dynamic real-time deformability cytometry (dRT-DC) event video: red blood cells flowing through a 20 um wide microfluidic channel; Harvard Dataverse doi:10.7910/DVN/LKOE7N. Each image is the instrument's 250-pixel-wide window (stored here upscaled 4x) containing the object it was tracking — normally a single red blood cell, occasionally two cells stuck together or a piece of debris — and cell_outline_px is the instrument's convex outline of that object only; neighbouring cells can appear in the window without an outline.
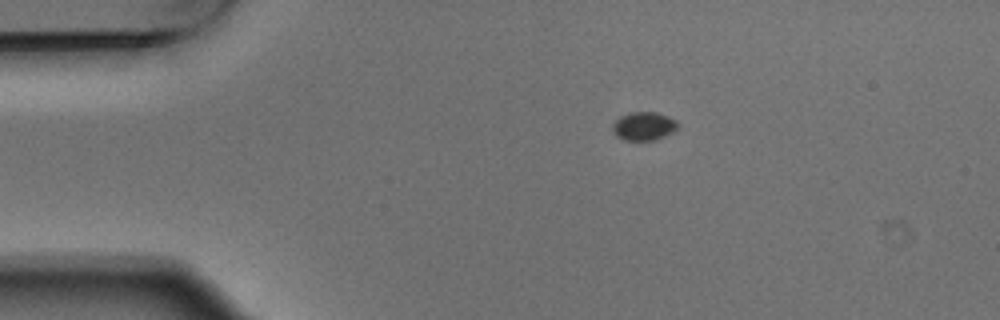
{"species": "Egyptian fruit bat (a non-hibernating species)", "species_latin": "Rousettus aegyptiacus", "temperature_condition": "warm", "stored_images_in_passage": 5, "camera_frame_rate_fps": 3000, "um_per_image_px": 0.085, "animal": {"sex": "male"}, "frame": {"image": 1, "passage_image": 1, "time_ms": 0.0, "image_size_px": [1000, 320], "cell_outline_px": [[680, 124], [672, 132], [656, 140], [624, 140], [616, 136], [612, 128], [612, 124], [620, 116], [632, 112], [656, 112], [668, 116], [676, 120]], "centroid_in_image_um": [54.72, 10.72], "position_along_channel_um": 30.3, "area_um2": 10.81}}
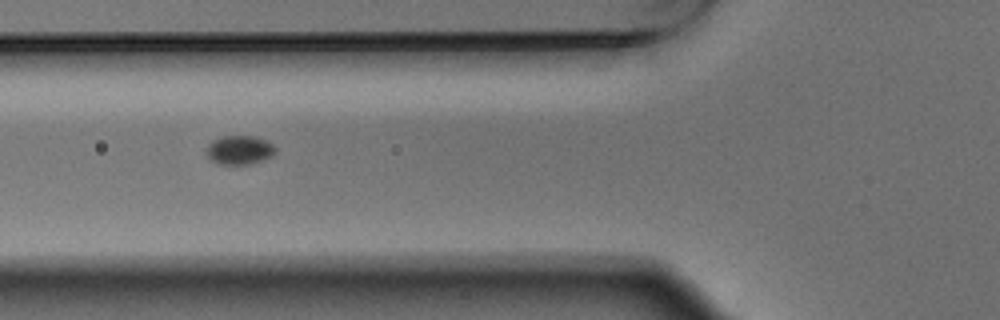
{"frame": {"image": 2, "passage_image": 4, "time_ms": 1.0, "image_size_px": [1000, 320], "cell_outline_px": [[276, 152], [272, 156], [252, 164], [220, 164], [212, 160], [208, 156], [208, 144], [212, 140], [220, 136], [256, 136], [272, 144], [276, 148]], "centroid_in_image_um": [20.38, 12.74], "position_along_channel_um": 105.4, "area_um2": 11.56}}
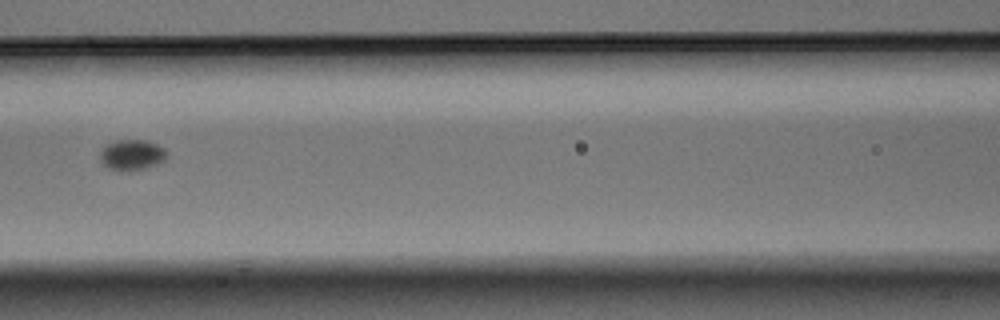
{"frame": {"image": 3, "passage_image": 5, "time_ms": 1.333, "image_size_px": [1000, 320], "cell_outline_px": [[168, 152], [164, 160], [156, 164], [132, 172], [120, 172], [108, 168], [100, 160], [100, 152], [108, 144], [116, 140], [144, 140], [156, 144], [164, 148]], "centroid_in_image_um": [11.2, 13.19], "position_along_channel_um": 155.4, "area_um2": 11.96}}